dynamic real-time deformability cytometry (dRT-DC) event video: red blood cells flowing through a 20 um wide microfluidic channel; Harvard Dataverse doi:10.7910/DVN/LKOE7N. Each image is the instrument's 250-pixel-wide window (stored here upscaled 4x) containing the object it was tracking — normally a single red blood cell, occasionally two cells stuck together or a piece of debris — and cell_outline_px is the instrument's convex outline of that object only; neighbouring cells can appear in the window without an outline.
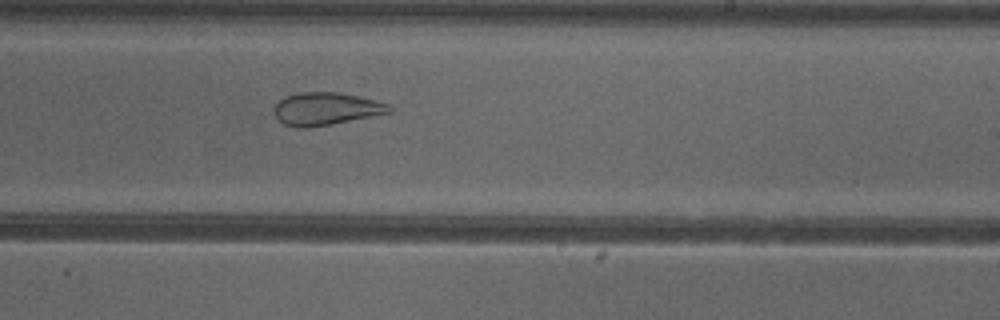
{"species": "common noctule bat (a hibernating species)", "species_latin": "Nyctalus noctula", "temperature_condition": "cold", "stored_images_in_passage": 31, "camera_frame_rate_fps": 3000, "um_per_image_px": 0.085, "animal": {"sex": "female"}, "frame": {"image": 1, "passage_image": 18, "time_ms": 5.667, "image_size_px": [1000, 320], "cell_outline_px": [[392, 112], [308, 128], [296, 128], [284, 124], [276, 116], [272, 108], [284, 96], [300, 92], [336, 92], [356, 96], [388, 104], [392, 108]], "centroid_in_image_um": [27.65, 9.25], "position_along_channel_um": 261.4, "area_um2": 21.62}, "authors_computed_cell_mechanics": {"area_um2": 23.7558, "velocity_mm_per_s": 3.8435, "shape_relaxation_time_tau1_ms": null, "shape_relaxation_time_tau2_ms": 1.6089, "deformation_change_tau1": null, "deformation_change_tau2": 0.0893}}